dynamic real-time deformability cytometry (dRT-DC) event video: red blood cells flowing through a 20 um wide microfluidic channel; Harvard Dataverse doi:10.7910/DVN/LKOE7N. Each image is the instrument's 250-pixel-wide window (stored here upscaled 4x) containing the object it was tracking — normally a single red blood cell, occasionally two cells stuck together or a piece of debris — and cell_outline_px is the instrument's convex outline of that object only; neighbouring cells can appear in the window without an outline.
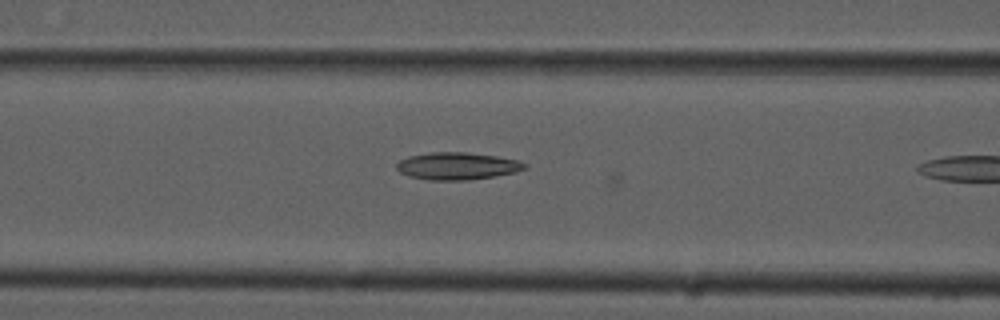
{"species": "common noctule bat (a hibernating species)", "species_latin": "Nyctalus noctula", "temperature_condition": "cold", "stored_images_in_passage": 18, "camera_frame_rate_fps": 3000, "um_per_image_px": 0.085, "animal": {"sex": "male", "forearm_length_mm": 52.5}, "frame": {"image": 1, "passage_image": 17, "time_ms": 5.333, "image_size_px": [1000, 320], "cell_outline_px": [[528, 168], [516, 172], [468, 180], [428, 180], [408, 176], [400, 172], [396, 168], [396, 164], [400, 160], [408, 156], [432, 152], [464, 152], [496, 156], [516, 160], [528, 164]], "centroid_in_image_um": [38.85, 14.11], "position_along_channel_um": 127.7, "area_um2": 20.35}}